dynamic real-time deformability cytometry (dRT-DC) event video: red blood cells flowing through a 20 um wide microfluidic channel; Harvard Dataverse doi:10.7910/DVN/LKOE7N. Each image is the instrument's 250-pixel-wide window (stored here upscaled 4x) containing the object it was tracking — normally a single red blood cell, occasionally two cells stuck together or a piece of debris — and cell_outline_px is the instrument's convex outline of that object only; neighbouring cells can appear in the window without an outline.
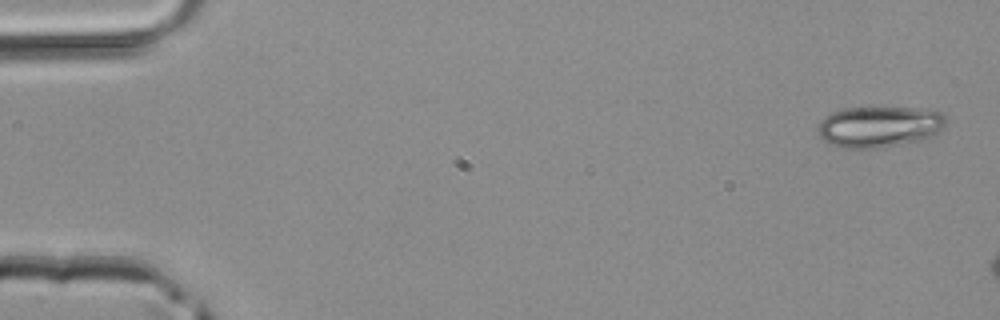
{"species": "common noctule bat (a hibernating species)", "species_latin": "Nyctalus noctula", "temperature_condition": "room temperature", "stored_images_in_passage": 4, "camera_frame_rate_fps": 3000, "um_per_image_px": 0.085, "animal": {"sex": "male", "body_mass_g": 20.4}, "frame": {"image": 1, "passage_image": 1, "time_ms": 0.0, "image_size_px": [1000, 320], "cell_outline_px": [[948, 120], [936, 136], [924, 140], [876, 148], [840, 148], [828, 144], [820, 136], [820, 120], [824, 116], [832, 112], [844, 108], [912, 108], [944, 112]], "centroid_in_image_um": [74.78, 10.77], "position_along_channel_um": 10.2, "area_um2": 30.87}}